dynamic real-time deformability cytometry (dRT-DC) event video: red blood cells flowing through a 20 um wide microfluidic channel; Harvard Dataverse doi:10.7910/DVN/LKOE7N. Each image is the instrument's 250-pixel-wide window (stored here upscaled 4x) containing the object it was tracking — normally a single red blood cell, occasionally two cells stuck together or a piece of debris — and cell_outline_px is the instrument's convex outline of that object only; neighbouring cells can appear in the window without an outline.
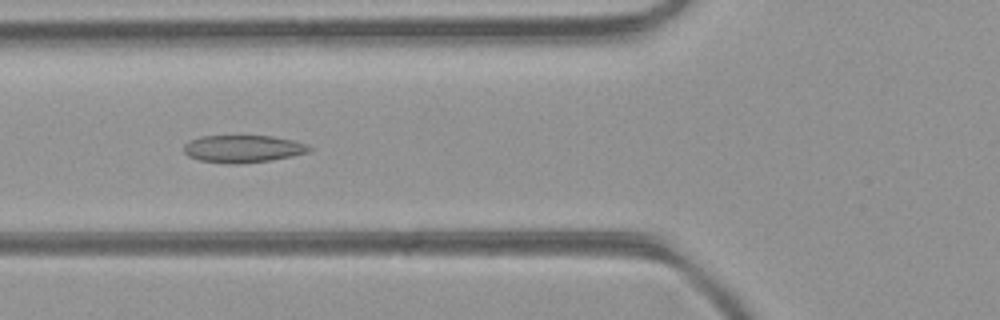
{"species": "common noctule bat (a hibernating species)", "species_latin": "Nyctalus noctula", "temperature_condition": "room temperature", "stored_images_in_passage": 42, "camera_frame_rate_fps": 3000, "um_per_image_px": 0.085, "animal": {"sex": "female", "body_mass_g": 21.9}, "frame": {"image": 1, "passage_image": 17, "time_ms": 5.333, "image_size_px": [1000, 320], "cell_outline_px": [[312, 148], [308, 152], [292, 156], [272, 160], [236, 164], [228, 164], [200, 160], [188, 156], [184, 152], [184, 144], [188, 140], [200, 136], [272, 136], [292, 140], [304, 144]], "centroid_in_image_um": [20.6, 12.65], "position_along_channel_um": 105.2, "area_um2": 20.0}}
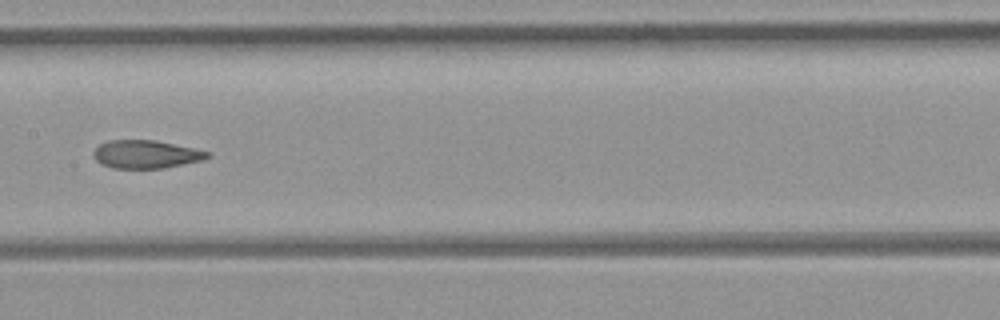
{"frame": {"image": 2, "passage_image": 23, "time_ms": 7.333, "image_size_px": [1000, 320], "cell_outline_px": [[212, 156], [204, 160], [164, 168], [112, 168], [96, 160], [92, 156], [92, 152], [100, 144], [108, 140], [156, 140], [196, 148], [212, 152]], "centroid_in_image_um": [12.46, 13.1], "position_along_channel_um": 194.9, "area_um2": 18.9}}
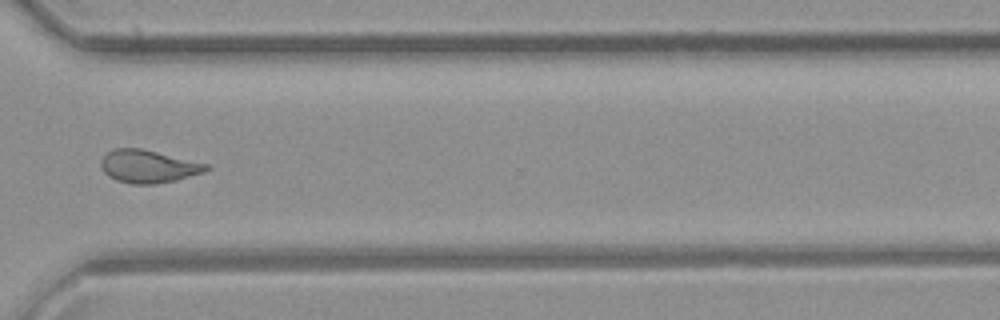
{"frame": {"image": 3, "passage_image": 34, "time_ms": 11.0, "image_size_px": [1000, 320], "cell_outline_px": [[212, 168], [204, 172], [176, 180], [152, 184], [132, 184], [116, 180], [108, 176], [104, 172], [100, 164], [100, 160], [108, 152], [116, 148], [140, 148], [208, 164]], "centroid_in_image_um": [12.6, 14.15], "position_along_channel_um": 358.0, "area_um2": 20.0}, "authors_computed_cell_mechanics": {"area_um2": 20.2011, "velocity_mm_per_s": 4.4544, "shape_relaxation_time_tau1_ms": null, "shape_relaxation_time_tau2_ms": 1.9453, "deformation_change_tau1": null, "deformation_change_tau2": 0.0805}}